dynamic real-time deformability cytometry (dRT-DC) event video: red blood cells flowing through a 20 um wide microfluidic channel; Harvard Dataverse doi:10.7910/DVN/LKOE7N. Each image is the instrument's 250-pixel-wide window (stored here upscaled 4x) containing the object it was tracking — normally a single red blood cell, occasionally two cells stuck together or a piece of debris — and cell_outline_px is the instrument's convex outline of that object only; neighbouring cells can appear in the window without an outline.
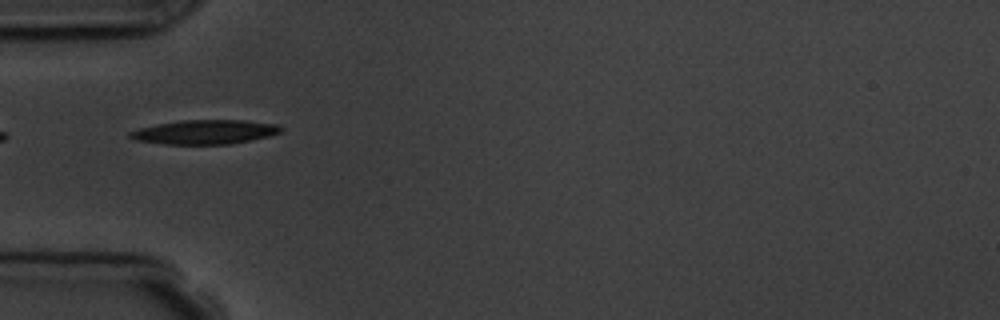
{"species": "common noctule bat (a hibernating species)", "species_latin": "Nyctalus noctula", "temperature_condition": "room temperature", "stored_images_in_passage": 6, "camera_frame_rate_fps": 3000, "um_per_image_px": 0.085, "animal": {"sex": "male", "body_mass_g": 19.5, "forearm_length_mm": 54.6}, "frame": {"image": 1, "passage_image": 2, "time_ms": 1.333, "image_size_px": [1000, 320], "cell_outline_px": [[284, 128], [280, 132], [268, 136], [252, 140], [232, 144], [164, 144], [136, 140], [128, 136], [128, 132], [140, 128], [180, 120], [244, 120], [276, 124]], "centroid_in_image_um": [17.43, 11.22], "position_along_channel_um": 67.6, "area_um2": 21.21}}
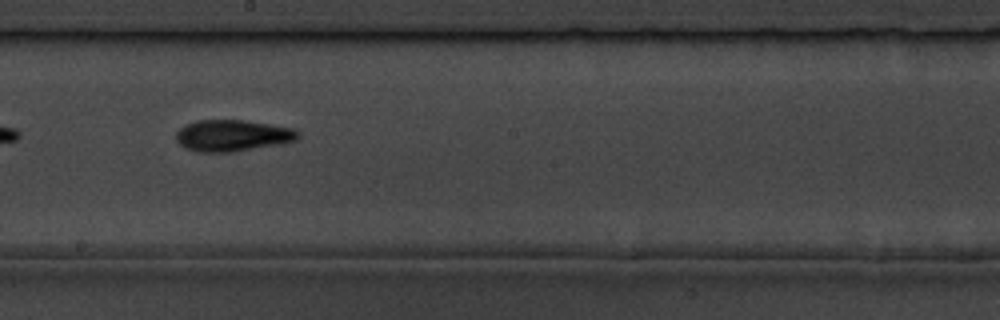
{"frame": {"image": 2, "passage_image": 6, "time_ms": 5.667, "image_size_px": [1000, 320], "cell_outline_px": [[300, 136], [296, 140], [284, 144], [232, 152], [196, 152], [184, 148], [176, 140], [176, 132], [184, 124], [196, 120], [244, 120], [272, 124], [292, 128], [300, 132]], "centroid_in_image_um": [19.77, 11.52], "position_along_channel_um": 228.4, "area_um2": 22.77}}